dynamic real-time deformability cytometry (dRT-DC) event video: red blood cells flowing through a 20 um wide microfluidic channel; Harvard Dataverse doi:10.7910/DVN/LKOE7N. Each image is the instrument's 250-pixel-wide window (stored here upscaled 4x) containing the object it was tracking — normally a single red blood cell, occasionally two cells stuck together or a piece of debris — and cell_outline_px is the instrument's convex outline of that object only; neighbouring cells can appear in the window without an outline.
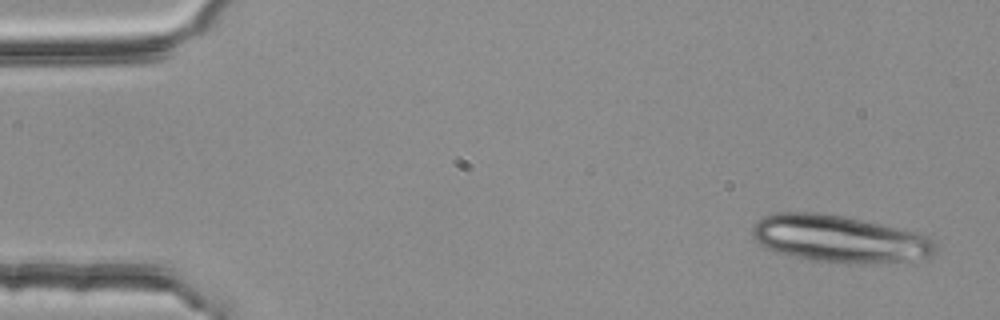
{"species": "common noctule bat (a hibernating species)", "species_latin": "Nyctalus noctula", "temperature_condition": "room temperature", "stored_images_in_passage": 5, "camera_frame_rate_fps": 3000, "um_per_image_px": 0.085, "animal": {"sex": "female", "body_mass_g": 25.1}, "frame": {"image": 1, "passage_image": 1, "time_ms": 0.0, "image_size_px": [1000, 320], "cell_outline_px": [[936, 252], [932, 256], [888, 264], [872, 264], [808, 260], [776, 252], [760, 244], [752, 236], [752, 224], [764, 216], [776, 212], [816, 212], [844, 216], [916, 232], [932, 236], [936, 244]], "centroid_in_image_um": [71.38, 20.31], "position_along_channel_um": 13.6, "area_um2": 50.69}}